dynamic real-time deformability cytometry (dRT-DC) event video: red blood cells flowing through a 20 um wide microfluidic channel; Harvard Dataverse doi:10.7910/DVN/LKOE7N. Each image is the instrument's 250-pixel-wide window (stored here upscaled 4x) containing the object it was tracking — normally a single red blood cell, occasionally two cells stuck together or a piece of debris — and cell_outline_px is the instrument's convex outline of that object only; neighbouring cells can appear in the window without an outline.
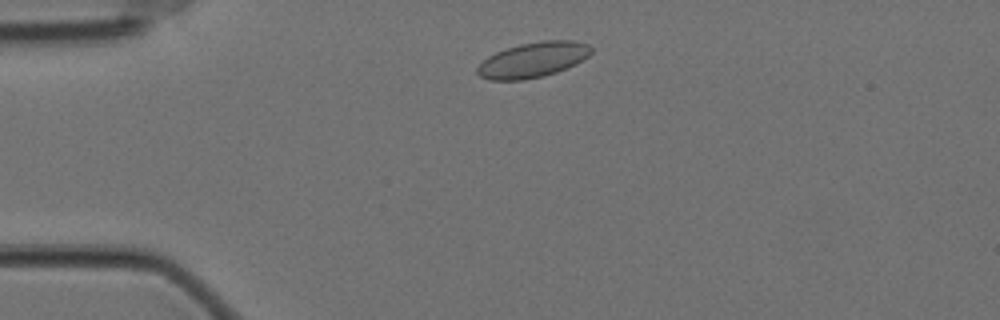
{"species": "Egyptian fruit bat (a non-hibernating species)", "species_latin": "Rousettus aegyptiacus", "temperature_condition": "cold", "stored_images_in_passage": 46, "camera_frame_rate_fps": 3000, "um_per_image_px": 0.085, "animal": {"sex": "female"}, "frame": {"image": 1, "passage_image": 1, "time_ms": 0.0, "image_size_px": [1000, 320], "cell_outline_px": [[592, 52], [588, 56], [576, 64], [556, 72], [544, 76], [524, 80], [488, 80], [480, 76], [476, 72], [476, 68], [488, 56], [496, 52], [520, 44], [540, 40], [576, 40], [588, 44], [592, 48]], "centroid_in_image_um": [45.32, 5.08], "position_along_channel_um": 39.7, "area_um2": 23.47}}
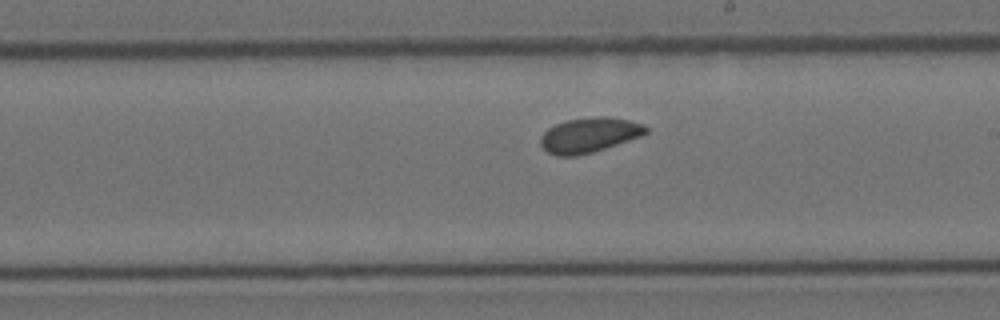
{"frame": {"image": 2, "passage_image": 21, "time_ms": 6.667, "image_size_px": [1000, 320], "cell_outline_px": [[648, 132], [644, 136], [592, 152], [576, 156], [556, 156], [548, 152], [540, 144], [540, 136], [548, 128], [556, 124], [568, 120], [592, 116], [608, 116], [628, 120], [644, 124], [648, 128]], "centroid_in_image_um": [50.11, 11.47], "position_along_channel_um": 238.9, "area_um2": 21.62}}
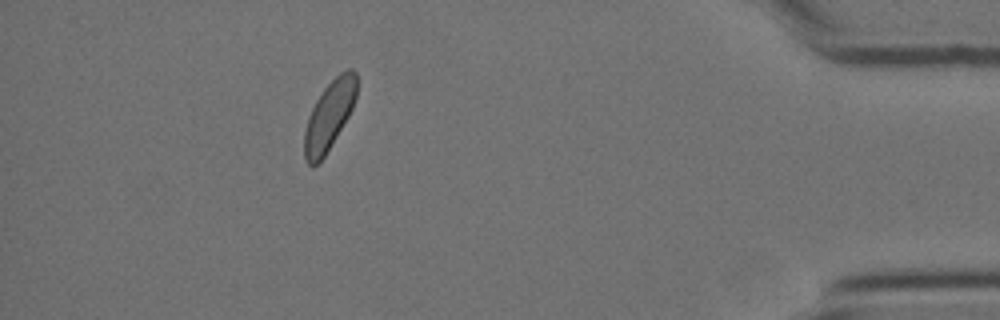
{"frame": {"image": 3, "passage_image": 40, "time_ms": 13.0, "image_size_px": [1000, 320], "cell_outline_px": [[356, 96], [352, 108], [348, 116], [324, 156], [312, 168], [308, 164], [304, 156], [304, 132], [308, 116], [316, 100], [324, 88], [340, 72], [348, 68], [352, 68], [356, 72]], "centroid_in_image_um": [27.97, 9.81], "position_along_channel_um": 407.2, "area_um2": 20.69}, "authors_computed_cell_mechanics": {"area_um2": 21.3282, "velocity_mm_per_s": 3.4566, "shape_relaxation_time_tau1_ms": 2.5345, "shape_relaxation_time_tau2_ms": null, "deformation_change_tau1": 0.032, "deformation_change_tau2": null}}